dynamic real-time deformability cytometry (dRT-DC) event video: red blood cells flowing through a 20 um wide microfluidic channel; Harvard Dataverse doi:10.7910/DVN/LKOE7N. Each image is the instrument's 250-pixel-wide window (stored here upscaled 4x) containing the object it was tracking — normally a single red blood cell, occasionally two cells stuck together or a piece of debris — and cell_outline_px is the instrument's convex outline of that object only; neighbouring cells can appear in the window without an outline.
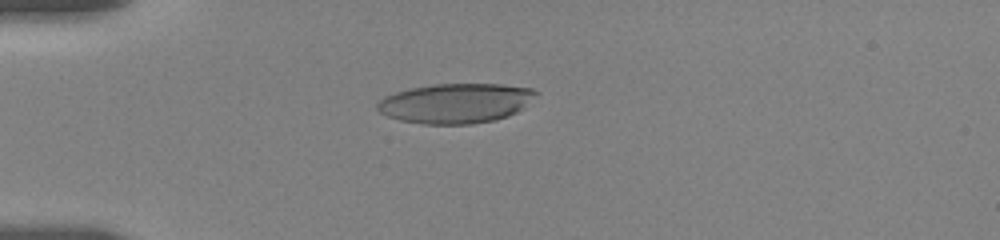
{"species": "human", "species_latin": "Homo sapiens", "temperature_condition": "room temperature", "stored_images_in_passage": 24, "camera_frame_rate_fps": 3000, "um_per_image_px": 0.085, "donor": {"sex": "female"}, "frame": {"image": 1, "passage_image": 20, "time_ms": 5.0, "image_size_px": [1000, 240], "cell_outline_px": [[540, 92], [524, 108], [508, 116], [496, 120], [472, 124], [424, 124], [400, 120], [388, 116], [380, 112], [376, 108], [376, 104], [384, 96], [396, 92], [412, 88], [432, 84], [500, 84], [532, 88]], "centroid_in_image_um": [38.76, 8.77], "position_along_channel_um": 46.2, "area_um2": 36.93}}